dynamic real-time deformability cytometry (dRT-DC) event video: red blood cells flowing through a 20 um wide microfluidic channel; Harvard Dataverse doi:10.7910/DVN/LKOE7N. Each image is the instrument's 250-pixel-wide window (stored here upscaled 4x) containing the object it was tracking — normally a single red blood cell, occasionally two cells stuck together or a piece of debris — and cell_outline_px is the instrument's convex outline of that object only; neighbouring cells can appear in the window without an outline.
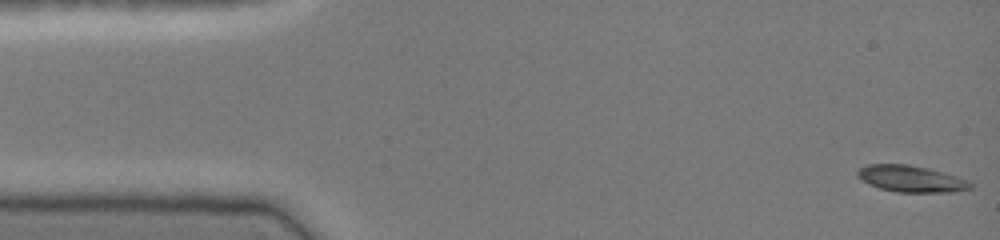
{"species": "common noctule bat (a hibernating species)", "species_latin": "Nyctalus noctula", "temperature_condition": "cold", "stored_images_in_passage": 46, "camera_frame_rate_fps": 3000, "um_per_image_px": 0.085, "animal": {"sex": "female", "body_mass_g": 19.0, "forearm_length_mm": 51.5}, "frame": {"image": 1, "passage_image": 1, "time_ms": 0.0, "image_size_px": [1000, 240], "cell_outline_px": [[972, 188], [956, 192], [896, 192], [880, 188], [868, 184], [856, 176], [856, 172], [860, 168], [868, 164], [908, 164], [928, 168], [968, 180], [972, 184]], "centroid_in_image_um": [77.42, 15.2], "position_along_channel_um": 7.6, "area_um2": 17.46}}
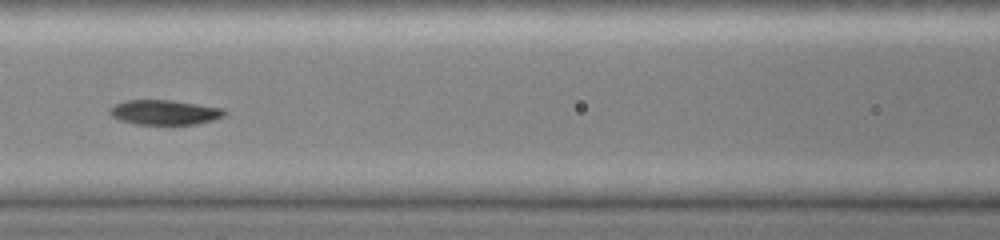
{"frame": {"image": 2, "passage_image": 20, "time_ms": 6.333, "image_size_px": [1000, 240], "cell_outline_px": [[228, 112], [224, 116], [212, 120], [196, 124], [136, 124], [120, 120], [112, 116], [108, 112], [108, 108], [124, 100], [172, 100], [224, 108]], "centroid_in_image_um": [13.99, 9.54], "position_along_channel_um": 152.6, "area_um2": 16.65}}
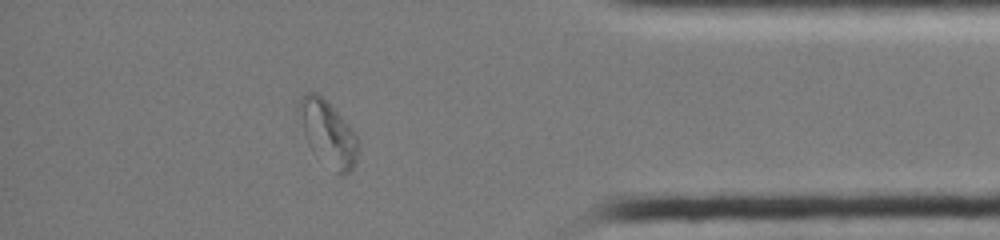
{"frame": {"image": 3, "passage_image": 40, "time_ms": 13.0, "image_size_px": [1000, 240], "cell_outline_px": [[360, 144], [356, 164], [344, 176], [340, 176], [312, 152], [308, 144], [296, 108], [300, 96], [304, 92], [316, 92], [356, 132], [360, 140]], "centroid_in_image_um": [27.89, 11.36], "position_along_channel_um": 407.3, "area_um2": 22.72}}